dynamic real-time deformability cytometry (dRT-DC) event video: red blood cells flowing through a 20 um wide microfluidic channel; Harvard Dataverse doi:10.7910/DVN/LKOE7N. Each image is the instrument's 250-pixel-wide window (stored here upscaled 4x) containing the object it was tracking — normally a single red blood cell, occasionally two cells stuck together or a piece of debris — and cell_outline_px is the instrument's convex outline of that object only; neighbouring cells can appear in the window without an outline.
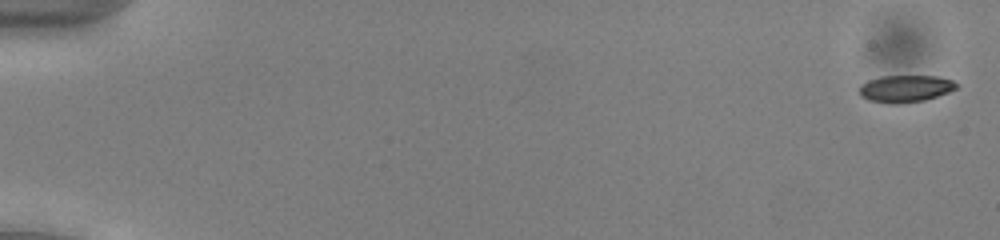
{"species": "common noctule bat (a hibernating species)", "species_latin": "Nyctalus noctula", "temperature_condition": "cold", "stored_images_in_passage": 54, "camera_frame_rate_fps": 3000, "um_per_image_px": 0.085, "animal": {"sex": "male", "body_mass_g": 13.0, "forearm_length_mm": 53.1}, "frame": {"image": 1, "passage_image": 2, "time_ms": 0.333, "image_size_px": [1000, 240], "cell_outline_px": [[960, 84], [956, 88], [948, 92], [924, 100], [900, 104], [888, 104], [868, 100], [860, 96], [860, 88], [868, 80], [880, 76], [936, 76], [952, 80]], "centroid_in_image_um": [76.96, 7.54], "position_along_channel_um": 8.0, "area_um2": 15.32}}
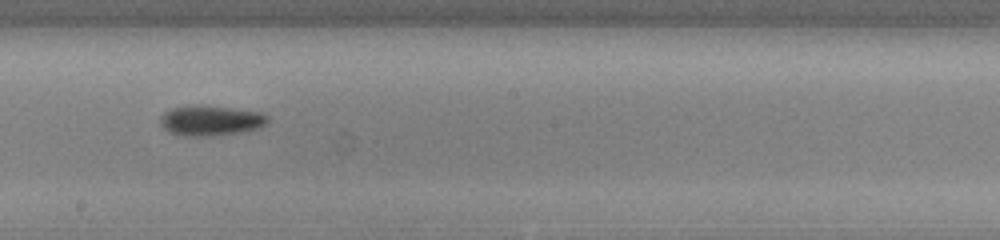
{"frame": {"image": 2, "passage_image": 32, "time_ms": 10.333, "image_size_px": [1000, 240], "cell_outline_px": [[268, 124], [260, 128], [240, 132], [212, 136], [184, 136], [168, 132], [160, 124], [160, 116], [164, 112], [172, 108], [200, 104], [264, 112], [268, 116]], "centroid_in_image_um": [17.93, 10.24], "position_along_channel_um": 230.3, "area_um2": 19.25}}
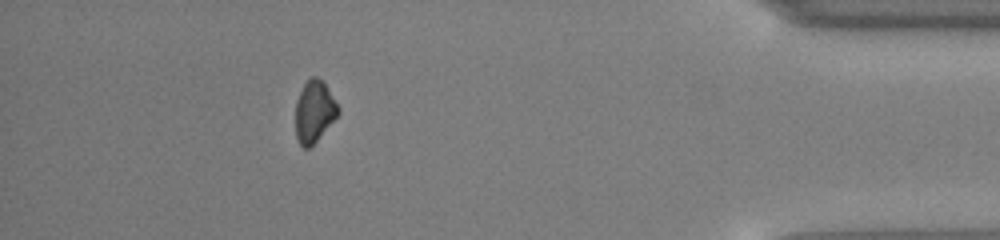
{"frame": {"image": 3, "passage_image": 49, "time_ms": 16.0, "image_size_px": [1000, 240], "cell_outline_px": [[340, 112], [316, 140], [308, 148], [304, 148], [296, 140], [296, 100], [304, 84], [312, 76], [316, 76], [324, 84], [340, 108]], "centroid_in_image_um": [26.69, 9.48], "position_along_channel_um": 408.5, "area_um2": 14.91}, "authors_computed_cell_mechanics": {"area_um2": 16.6464, "velocity_mm_per_s": 3.9501, "shape_relaxation_time_tau1_ms": 2.2608, "shape_relaxation_time_tau2_ms": null, "deformation_change_tau1": 0.0713, "deformation_change_tau2": null}}